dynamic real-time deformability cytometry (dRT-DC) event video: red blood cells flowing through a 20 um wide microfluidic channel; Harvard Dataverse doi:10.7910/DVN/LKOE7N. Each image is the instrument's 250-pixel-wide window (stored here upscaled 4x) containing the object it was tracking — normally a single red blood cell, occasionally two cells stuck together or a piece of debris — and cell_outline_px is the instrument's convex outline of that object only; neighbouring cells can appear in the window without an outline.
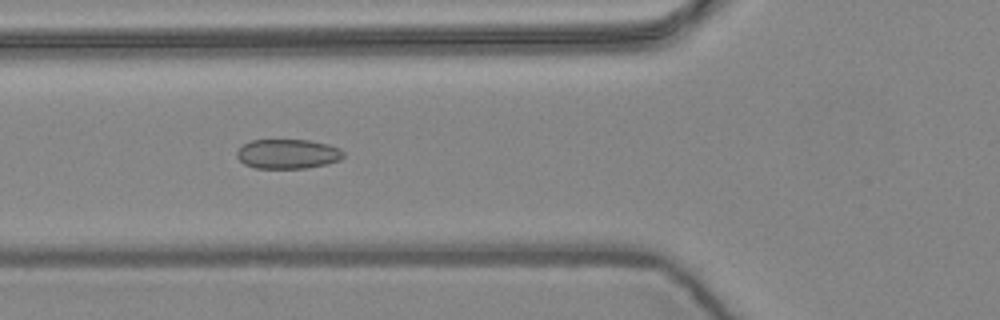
{"species": "common noctule bat (a hibernating species)", "species_latin": "Nyctalus noctula", "temperature_condition": "warm", "stored_images_in_passage": 7, "camera_frame_rate_fps": 3000, "um_per_image_px": 0.085, "animal": {"sex": "female", "body_mass_g": 24.6, "forearm_length_mm": 56.2}, "frame": {"image": 1, "passage_image": 4, "time_ms": 1.0, "image_size_px": [1000, 320], "cell_outline_px": [[344, 156], [340, 160], [324, 164], [304, 168], [256, 168], [244, 164], [236, 156], [236, 152], [244, 144], [252, 140], [308, 140], [328, 144], [340, 148], [344, 152]], "centroid_in_image_um": [24.46, 13.08], "position_along_channel_um": 101.3, "area_um2": 18.26}}
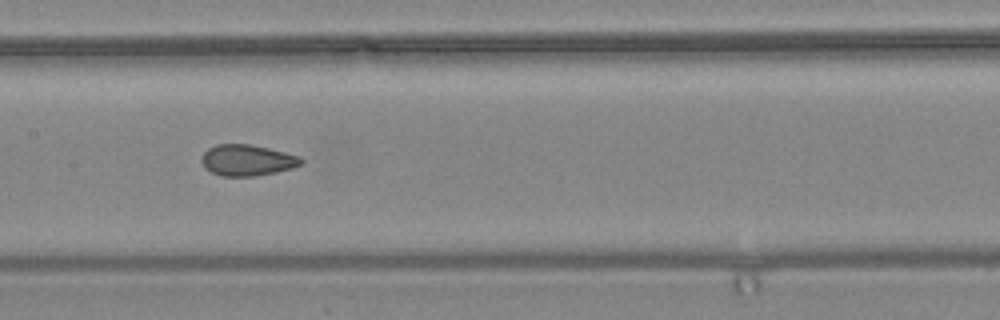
{"frame": {"image": 2, "passage_image": 6, "time_ms": 1.667, "image_size_px": [1000, 320], "cell_outline_px": [[304, 164], [292, 168], [276, 172], [252, 176], [220, 176], [204, 168], [200, 160], [204, 152], [208, 148], [216, 144], [248, 144], [268, 148], [300, 156], [304, 160]], "centroid_in_image_um": [21.01, 13.62], "position_along_channel_um": 186.4, "area_um2": 18.15}}
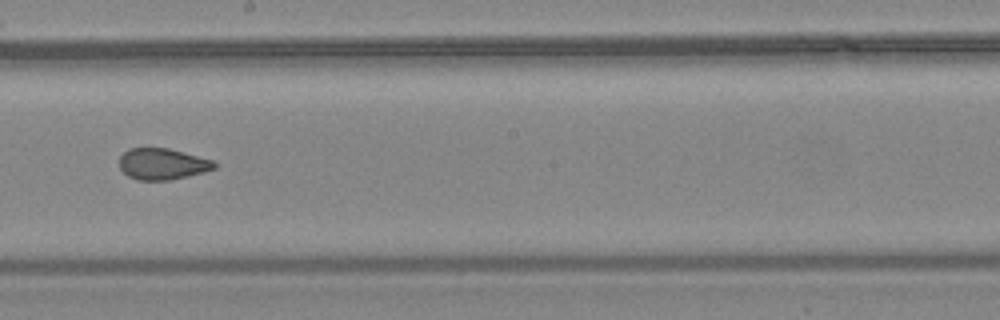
{"frame": {"image": 3, "passage_image": 7, "time_ms": 2.0, "image_size_px": [1000, 320], "cell_outline_px": [[216, 168], [204, 172], [188, 176], [168, 180], [136, 180], [128, 176], [120, 168], [120, 156], [128, 148], [168, 148], [216, 160]], "centroid_in_image_um": [13.83, 13.93], "position_along_channel_um": 234.4, "area_um2": 17.46}}